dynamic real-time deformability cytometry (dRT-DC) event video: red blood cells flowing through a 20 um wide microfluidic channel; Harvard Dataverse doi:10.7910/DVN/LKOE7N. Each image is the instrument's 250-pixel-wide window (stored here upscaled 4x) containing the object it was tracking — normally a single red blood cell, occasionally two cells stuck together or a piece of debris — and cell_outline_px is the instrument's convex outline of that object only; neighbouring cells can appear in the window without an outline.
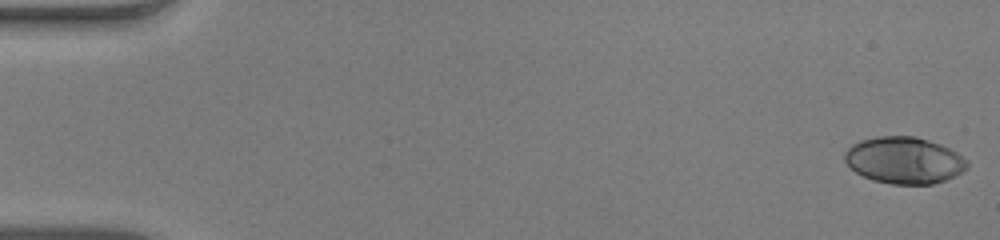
{"species": "human", "species_latin": "Homo sapiens", "temperature_condition": "warm", "stored_images_in_passage": 53, "camera_frame_rate_fps": 3000, "um_per_image_px": 0.085, "donor": {"sex": "male"}, "frame": {"image": 1, "passage_image": 1, "time_ms": 0.0, "image_size_px": [1000, 240], "cell_outline_px": [[968, 168], [944, 180], [932, 184], [892, 184], [872, 180], [856, 172], [844, 160], [844, 152], [852, 144], [860, 140], [876, 136], [916, 136], [940, 144], [956, 152], [968, 160]], "centroid_in_image_um": [76.84, 13.61], "position_along_channel_um": 8.2, "area_um2": 33.23}}
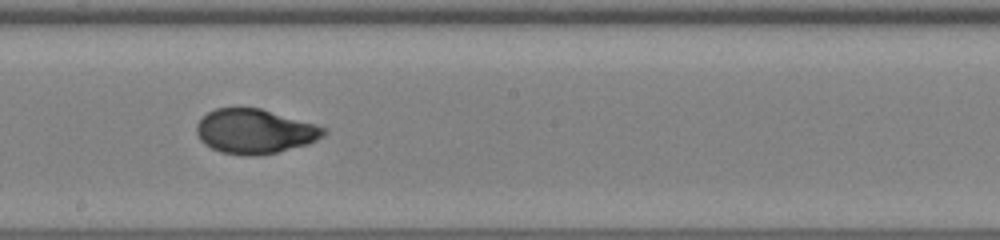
{"frame": {"image": 2, "passage_image": 30, "time_ms": 9.667, "image_size_px": [1000, 240], "cell_outline_px": [[328, 132], [324, 136], [308, 144], [276, 152], [256, 156], [248, 156], [220, 152], [204, 144], [200, 140], [196, 132], [196, 124], [208, 112], [216, 108], [260, 108], [328, 128]], "centroid_in_image_um": [21.66, 11.17], "position_along_channel_um": 226.5, "area_um2": 32.95}}
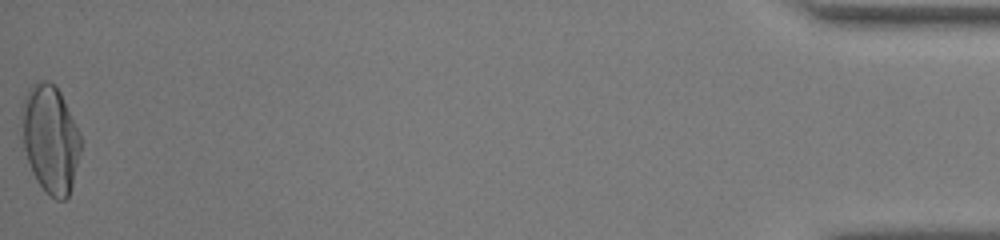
{"frame": {"image": 3, "passage_image": 53, "time_ms": 17.333, "image_size_px": [1000, 240], "cell_outline_px": [[80, 152], [72, 184], [68, 196], [64, 200], [56, 200], [36, 180], [32, 172], [24, 148], [20, 108], [20, 104], [28, 88], [36, 80], [48, 80], [60, 92], [80, 132]], "centroid_in_image_um": [4.25, 11.75], "position_along_channel_um": 431.0, "area_um2": 36.99}, "authors_computed_cell_mechanics": {"area_um2": 33.0038, "velocity_mm_per_s": 3.9375, "shape_relaxation_time_tau1_ms": 5.5678, "shape_relaxation_time_tau2_ms": 0.749, "deformation_change_tau1": 0.2455, "deformation_change_tau2": 0.0464}}